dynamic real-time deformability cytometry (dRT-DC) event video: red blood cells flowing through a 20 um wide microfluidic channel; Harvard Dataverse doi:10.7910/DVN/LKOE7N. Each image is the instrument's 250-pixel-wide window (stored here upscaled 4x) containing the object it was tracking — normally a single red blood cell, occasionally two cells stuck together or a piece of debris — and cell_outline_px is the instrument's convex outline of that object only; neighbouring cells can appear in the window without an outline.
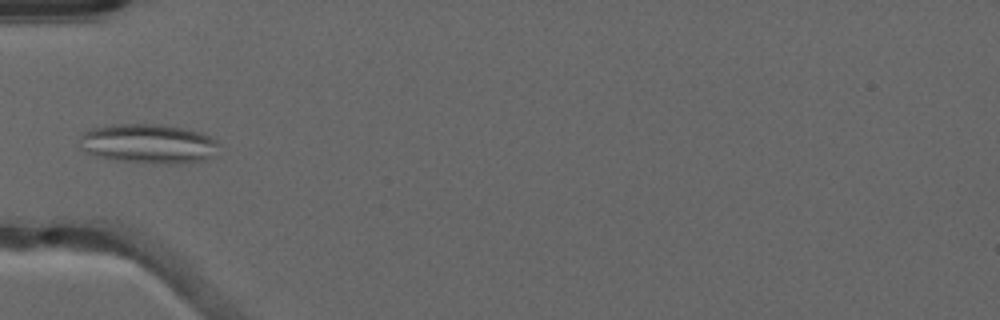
{"species": "common noctule bat (a hibernating species)", "species_latin": "Nyctalus noctula", "temperature_condition": "warm", "stored_images_in_passage": 12, "camera_frame_rate_fps": 3000, "um_per_image_px": 0.085, "animal": {"sex": "male", "forearm_length_mm": 52.5}, "frame": {"image": 1, "passage_image": 1, "time_ms": 0.0, "image_size_px": [1000, 320], "cell_outline_px": [[220, 144], [216, 156], [204, 160], [176, 164], [168, 164], [116, 160], [96, 156], [84, 152], [80, 148], [80, 136], [84, 132], [92, 128], [108, 124], [156, 124], [180, 128], [196, 132], [208, 136], [216, 140]], "centroid_in_image_um": [12.6, 12.22], "position_along_channel_um": 72.4, "area_um2": 32.14}}